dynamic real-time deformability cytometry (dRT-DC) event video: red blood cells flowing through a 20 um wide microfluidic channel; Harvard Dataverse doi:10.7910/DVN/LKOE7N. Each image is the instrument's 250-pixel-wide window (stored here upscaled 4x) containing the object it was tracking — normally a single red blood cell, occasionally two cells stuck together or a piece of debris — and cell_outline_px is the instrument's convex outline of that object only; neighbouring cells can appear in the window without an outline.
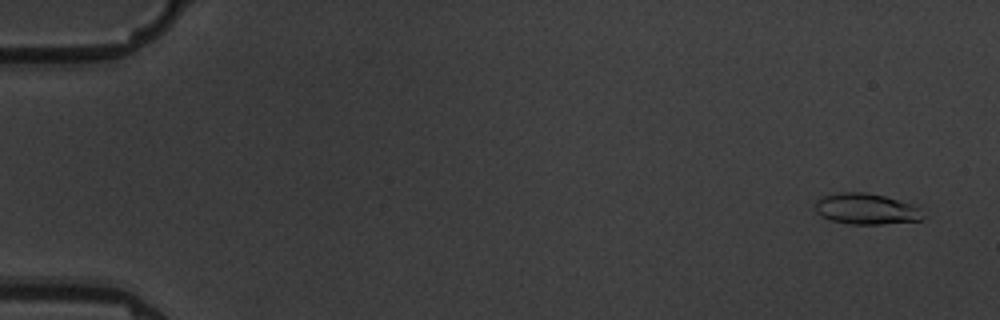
{"species": "common noctule bat (a hibernating species)", "species_latin": "Nyctalus noctula", "temperature_condition": "warm", "stored_images_in_passage": 9, "camera_frame_rate_fps": 3000, "um_per_image_px": 0.085, "animal": {"sex": "male", "body_mass_g": 19.5, "forearm_length_mm": 54.6}, "frame": {"image": 1, "passage_image": 1, "time_ms": 0.0, "image_size_px": [1000, 320], "cell_outline_px": [[924, 216], [920, 220], [880, 224], [848, 224], [828, 220], [816, 212], [812, 204], [816, 200], [824, 196], [844, 192], [864, 192], [884, 196], [912, 204], [920, 208]], "centroid_in_image_um": [73.58, 17.76], "position_along_channel_um": 11.4, "area_um2": 19.48}}
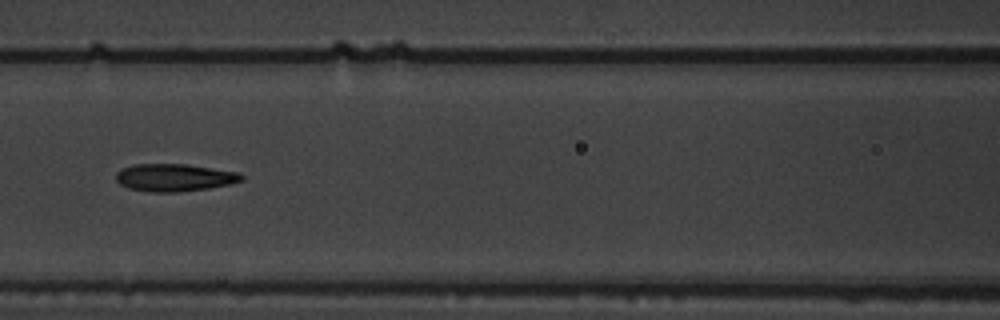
{"frame": {"image": 2, "passage_image": 8, "time_ms": 8.0, "image_size_px": [1000, 320], "cell_outline_px": [[244, 180], [228, 184], [208, 188], [176, 192], [152, 192], [128, 188], [120, 184], [116, 180], [116, 172], [132, 164], [188, 164], [240, 172], [244, 176]], "centroid_in_image_um": [14.84, 15.08], "position_along_channel_um": 151.8, "area_um2": 20.17}}
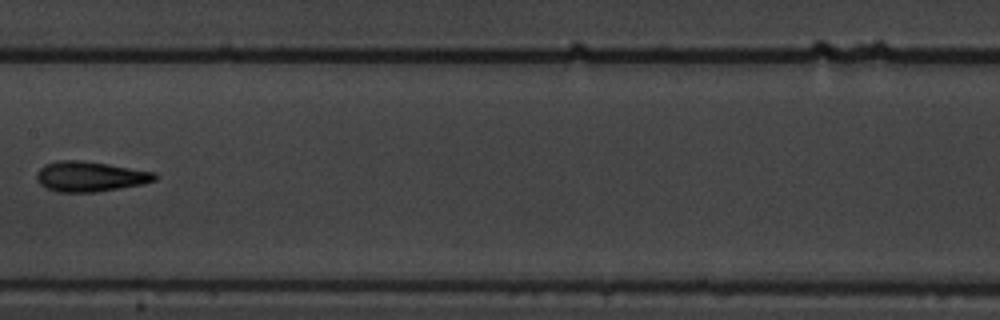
{"frame": {"image": 3, "passage_image": 9, "time_ms": 9.333, "image_size_px": [1000, 320], "cell_outline_px": [[156, 180], [144, 184], [96, 192], [56, 192], [40, 184], [36, 180], [36, 172], [44, 164], [60, 160], [80, 160], [108, 164], [156, 172]], "centroid_in_image_um": [7.65, 15.0], "position_along_channel_um": 199.8, "area_um2": 20.87}}